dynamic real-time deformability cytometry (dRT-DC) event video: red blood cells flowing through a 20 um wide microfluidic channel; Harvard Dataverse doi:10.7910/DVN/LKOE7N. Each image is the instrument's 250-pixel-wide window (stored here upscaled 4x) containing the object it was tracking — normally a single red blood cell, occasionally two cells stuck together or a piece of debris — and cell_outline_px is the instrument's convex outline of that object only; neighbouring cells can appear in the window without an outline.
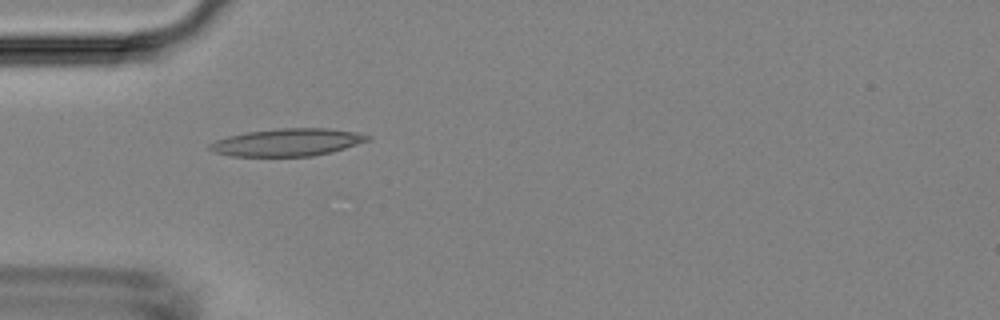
{"species": "Egyptian fruit bat (a non-hibernating species)", "species_latin": "Rousettus aegyptiacus", "temperature_condition": "room temperature", "stored_images_in_passage": 5, "camera_frame_rate_fps": 3000, "um_per_image_px": 0.085, "animal": {"sex": "female"}, "frame": {"image": 1, "passage_image": 4, "time_ms": 4.333, "image_size_px": [1000, 320], "cell_outline_px": [[372, 140], [332, 152], [312, 156], [232, 156], [212, 152], [208, 148], [208, 144], [216, 140], [228, 136], [244, 132], [280, 128], [328, 128], [356, 132], [368, 136]], "centroid_in_image_um": [24.41, 12.09], "position_along_channel_um": 60.6, "area_um2": 25.43}}